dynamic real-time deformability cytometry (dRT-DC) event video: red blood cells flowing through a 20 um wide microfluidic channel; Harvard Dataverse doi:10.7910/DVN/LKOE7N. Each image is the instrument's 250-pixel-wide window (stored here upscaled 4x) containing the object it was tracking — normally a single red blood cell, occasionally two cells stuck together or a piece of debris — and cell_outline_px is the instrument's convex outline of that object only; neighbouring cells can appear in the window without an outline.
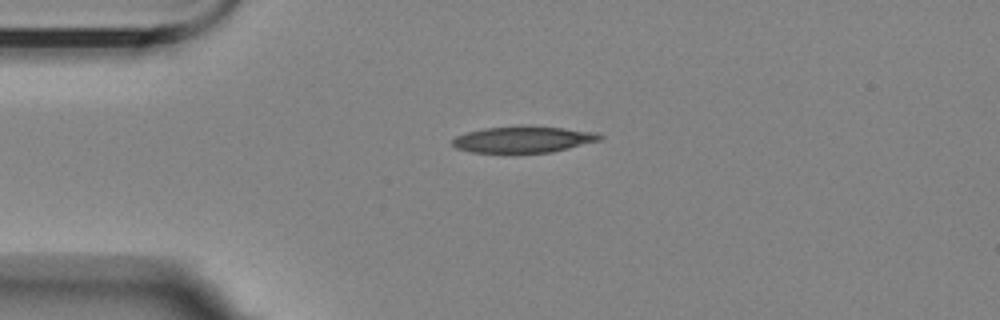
{"species": "Egyptian fruit bat (a non-hibernating species)", "species_latin": "Rousettus aegyptiacus", "temperature_condition": "room temperature", "stored_images_in_passage": 2, "camera_frame_rate_fps": 3000, "um_per_image_px": 0.085, "animal": {"sex": "female"}, "frame": {"image": 1, "passage_image": 1, "time_ms": 0.0, "image_size_px": [1000, 320], "cell_outline_px": [[604, 136], [600, 140], [552, 152], [512, 156], [472, 152], [456, 148], [452, 144], [452, 140], [456, 136], [468, 132], [484, 128], [524, 124], [528, 124], [596, 132]], "centroid_in_image_um": [44.43, 11.88], "position_along_channel_um": 40.6, "area_um2": 23.93}}